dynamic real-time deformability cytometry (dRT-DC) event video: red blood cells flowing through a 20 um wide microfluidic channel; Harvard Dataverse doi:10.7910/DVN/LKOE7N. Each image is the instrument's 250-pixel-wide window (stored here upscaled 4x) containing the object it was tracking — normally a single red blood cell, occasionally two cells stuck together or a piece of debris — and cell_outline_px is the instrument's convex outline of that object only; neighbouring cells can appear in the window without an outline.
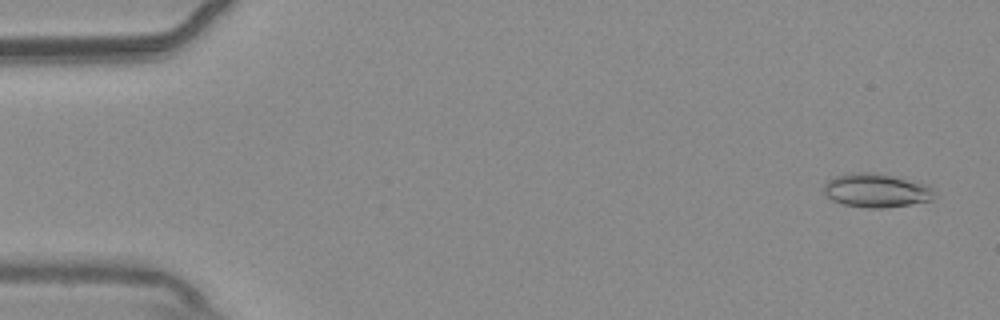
{"species": "common noctule bat (a hibernating species)", "species_latin": "Nyctalus noctula", "temperature_condition": "warm", "stored_images_in_passage": 55, "camera_frame_rate_fps": 3000, "um_per_image_px": 0.085, "animal": {"sex": "male", "body_mass_g": 20.4}, "frame": {"image": 1, "passage_image": 3, "time_ms": 0.667, "image_size_px": [1000, 320], "cell_outline_px": [[932, 200], [912, 204], [880, 208], [868, 208], [844, 204], [832, 200], [824, 196], [824, 184], [828, 180], [836, 176], [848, 172], [880, 172], [924, 184], [932, 188]], "centroid_in_image_um": [74.42, 16.17], "position_along_channel_um": 10.6, "area_um2": 21.79}}
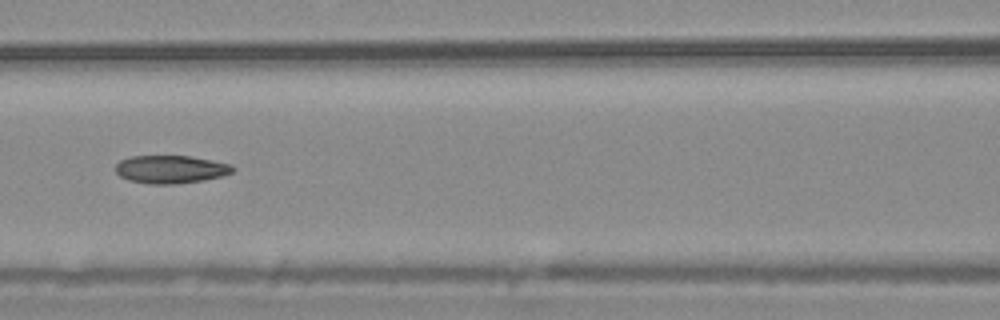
{"frame": {"image": 2, "passage_image": 25, "time_ms": 8.0, "image_size_px": [1000, 320], "cell_outline_px": [[236, 168], [232, 172], [224, 176], [204, 180], [172, 184], [148, 184], [128, 180], [120, 176], [116, 172], [116, 164], [120, 160], [132, 156], [192, 156], [232, 164]], "centroid_in_image_um": [14.54, 14.39], "position_along_channel_um": 152.1, "area_um2": 19.25}}
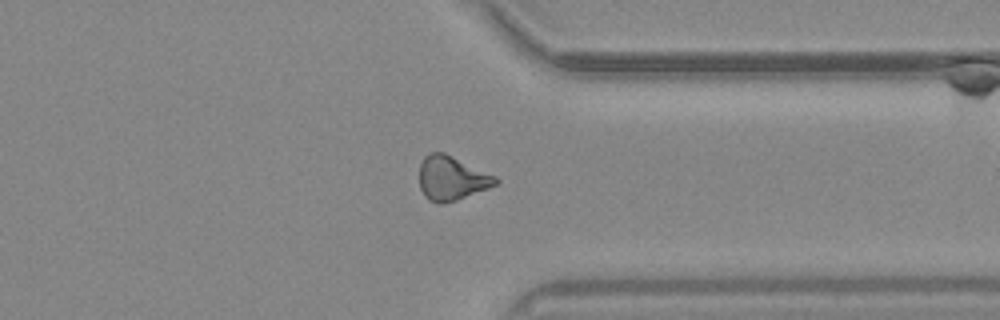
{"frame": {"image": 3, "passage_image": 43, "time_ms": 14.0, "image_size_px": [1000, 320], "cell_outline_px": [[500, 180], [496, 184], [488, 188], [456, 200], [444, 204], [440, 204], [428, 200], [424, 196], [420, 188], [420, 164], [424, 156], [428, 152], [444, 152], [496, 176]], "centroid_in_image_um": [38.37, 15.15], "position_along_channel_um": 373.0, "area_um2": 19.65}, "authors_computed_cell_mechanics": {"area_um2": 19.5364, "velocity_mm_per_s": 3.7195, "shape_relaxation_time_tau1_ms": null, "shape_relaxation_time_tau2_ms": 8.2088, "deformation_change_tau1": null, "deformation_change_tau2": 0.1847}}